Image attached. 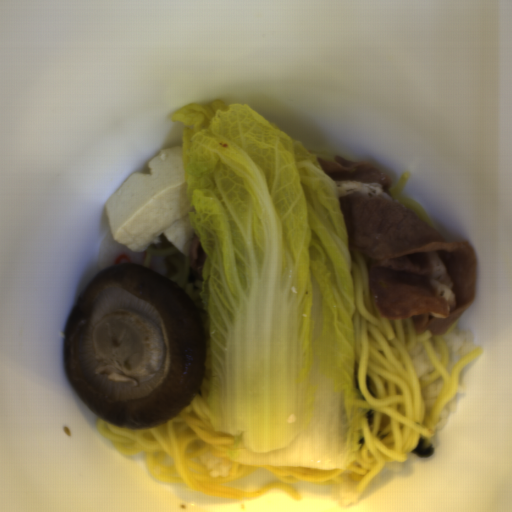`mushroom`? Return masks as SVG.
<instances>
[{"label": "mushroom", "instance_id": "1", "mask_svg": "<svg viewBox=\"0 0 512 512\" xmlns=\"http://www.w3.org/2000/svg\"><path fill=\"white\" fill-rule=\"evenodd\" d=\"M64 363L85 405L128 429L166 424L205 377L202 320L173 280L137 264L94 275L65 323Z\"/></svg>", "mask_w": 512, "mask_h": 512}]
</instances>
